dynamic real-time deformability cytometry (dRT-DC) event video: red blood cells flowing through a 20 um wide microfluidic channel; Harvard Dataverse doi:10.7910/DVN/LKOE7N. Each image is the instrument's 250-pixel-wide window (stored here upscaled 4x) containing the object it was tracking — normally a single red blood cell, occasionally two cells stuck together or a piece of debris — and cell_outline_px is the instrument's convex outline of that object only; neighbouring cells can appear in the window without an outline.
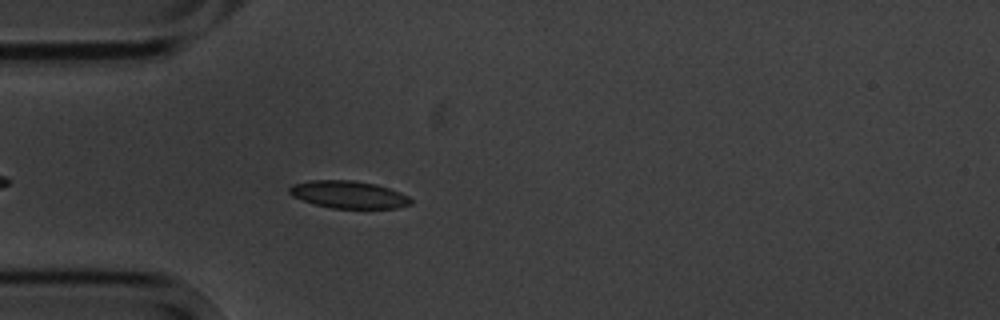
{"species": "common noctule bat (a hibernating species)", "species_latin": "Nyctalus noctula", "temperature_condition": "cold", "stored_images_in_passage": 2, "camera_frame_rate_fps": 3000, "um_per_image_px": 0.085, "animal": {"sex": "male", "body_mass_g": 20.1, "forearm_length_mm": 53.5}, "frame": {"image": 1, "passage_image": 2, "time_ms": 1.333, "image_size_px": [1000, 320], "cell_outline_px": [[412, 204], [396, 208], [332, 208], [316, 204], [292, 196], [288, 192], [288, 188], [292, 184], [308, 180], [352, 180], [376, 184], [400, 192], [408, 196], [412, 200]], "centroid_in_image_um": [29.62, 16.53], "position_along_channel_um": 55.4, "area_um2": 19.36}}